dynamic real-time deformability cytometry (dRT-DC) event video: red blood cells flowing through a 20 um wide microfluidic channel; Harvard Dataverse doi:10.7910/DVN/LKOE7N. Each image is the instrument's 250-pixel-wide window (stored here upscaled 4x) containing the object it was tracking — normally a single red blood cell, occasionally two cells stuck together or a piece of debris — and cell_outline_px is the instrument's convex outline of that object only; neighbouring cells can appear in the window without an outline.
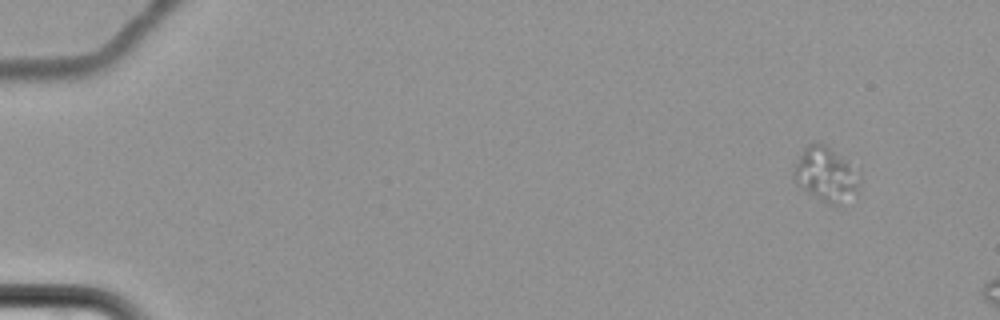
{"species": "common noctule bat (a hibernating species)", "species_latin": "Nyctalus noctula", "temperature_condition": "cold", "stored_images_in_passage": 4, "camera_frame_rate_fps": 3000, "um_per_image_px": 0.085, "animal": {"sex": "female", "body_mass_g": 22.7, "forearm_length_mm": 54.2}, "frame": {"image": 1, "passage_image": 1, "time_ms": 0.0, "image_size_px": [1000, 320], "cell_outline_px": [[856, 192], [840, 204], [828, 204], [820, 200], [800, 188], [792, 176], [792, 172], [804, 148], [808, 144], [824, 144], [848, 160], [856, 184]], "centroid_in_image_um": [70.09, 14.83], "position_along_channel_um": 14.9, "area_um2": 19.77}}